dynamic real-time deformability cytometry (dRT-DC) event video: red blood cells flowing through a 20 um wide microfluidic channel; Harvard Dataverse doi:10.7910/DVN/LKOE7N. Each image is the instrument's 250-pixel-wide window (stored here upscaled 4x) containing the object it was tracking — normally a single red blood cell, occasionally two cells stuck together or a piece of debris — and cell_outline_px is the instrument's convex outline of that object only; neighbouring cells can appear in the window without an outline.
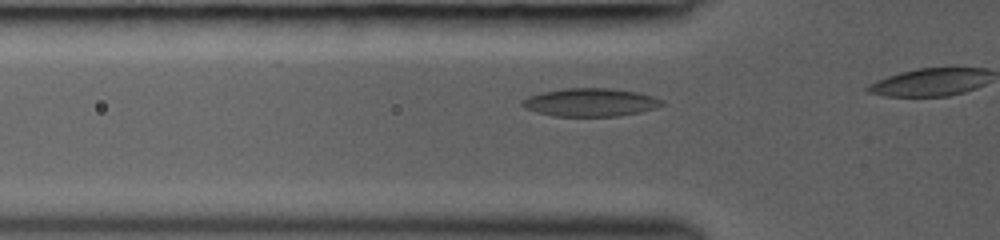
{"species": "common noctule bat (a hibernating species)", "species_latin": "Nyctalus noctula", "temperature_condition": "room temperature", "stored_images_in_passage": 4, "camera_frame_rate_fps": 3000, "um_per_image_px": 0.085, "animal": {"sex": "female", "body_mass_g": 19.0, "forearm_length_mm": 53.3}, "frame": {"image": 1, "passage_image": 3, "time_ms": 0.667, "image_size_px": [1000, 240], "cell_outline_px": [[664, 104], [656, 108], [640, 112], [616, 116], [552, 116], [536, 112], [524, 108], [520, 104], [520, 100], [528, 96], [544, 92], [564, 88], [612, 88], [636, 92], [652, 96], [664, 100]], "centroid_in_image_um": [50.16, 8.7], "position_along_channel_um": 75.6, "area_um2": 23.0}}